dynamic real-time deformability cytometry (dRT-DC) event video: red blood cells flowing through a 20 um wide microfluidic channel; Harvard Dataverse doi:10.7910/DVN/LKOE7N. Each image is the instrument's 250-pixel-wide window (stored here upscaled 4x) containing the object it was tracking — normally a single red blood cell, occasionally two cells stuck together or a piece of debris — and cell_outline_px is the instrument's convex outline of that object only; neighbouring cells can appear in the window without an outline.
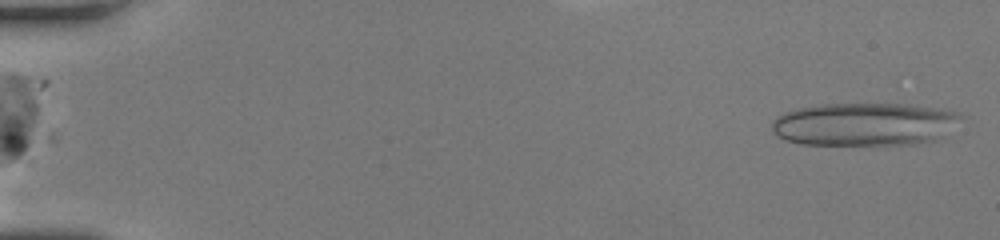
{"species": "human", "species_latin": "Homo sapiens", "temperature_condition": "room temperature", "stored_images_in_passage": 28, "camera_frame_rate_fps": 3000, "um_per_image_px": 0.085, "donor": {"sex": "female"}, "frame": {"image": 1, "passage_image": 1, "time_ms": 0.0, "image_size_px": [1000, 240], "cell_outline_px": [[964, 116], [936, 140], [912, 144], [804, 144], [788, 140], [772, 132], [772, 120], [776, 116], [784, 112], [800, 108], [820, 104], [908, 104], [940, 108], [960, 112]], "centroid_in_image_um": [73.48, 10.54], "position_along_channel_um": 11.5, "area_um2": 47.16}}